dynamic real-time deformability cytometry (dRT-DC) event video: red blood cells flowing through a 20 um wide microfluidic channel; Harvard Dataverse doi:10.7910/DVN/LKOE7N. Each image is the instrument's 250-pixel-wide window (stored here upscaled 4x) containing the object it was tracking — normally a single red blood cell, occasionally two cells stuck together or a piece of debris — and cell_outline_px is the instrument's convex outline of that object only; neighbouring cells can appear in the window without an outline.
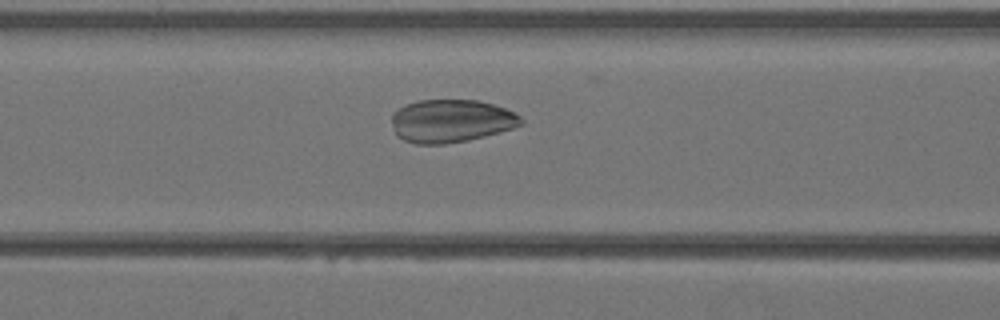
{"species": "Egyptian fruit bat (a non-hibernating species)", "species_latin": "Rousettus aegyptiacus", "temperature_condition": "warm", "stored_images_in_passage": 33, "camera_frame_rate_fps": 3000, "um_per_image_px": 0.085, "animal": {"sex": "female"}, "frame": {"image": 1, "passage_image": 16, "time_ms": 5.0, "image_size_px": [1000, 320], "cell_outline_px": [[524, 124], [500, 132], [468, 140], [444, 144], [416, 144], [404, 140], [396, 136], [392, 124], [392, 112], [408, 104], [420, 100], [476, 100], [492, 104], [516, 112], [524, 120]], "centroid_in_image_um": [38.35, 10.29], "position_along_channel_um": 128.2, "area_um2": 32.43}}
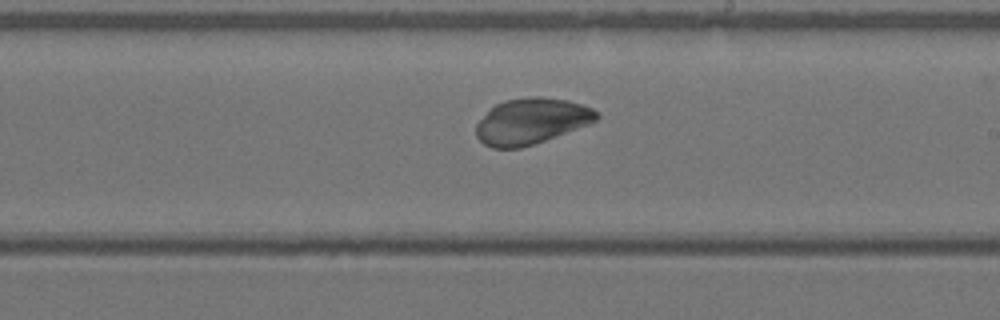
{"frame": {"image": 2, "passage_image": 23, "time_ms": 7.333, "image_size_px": [1000, 320], "cell_outline_px": [[600, 116], [596, 120], [588, 124], [556, 136], [520, 148], [492, 148], [484, 144], [476, 136], [476, 124], [496, 104], [504, 100], [528, 96], [540, 96], [568, 100], [592, 108]], "centroid_in_image_um": [45.15, 10.29], "position_along_channel_um": 243.9, "area_um2": 31.91}}
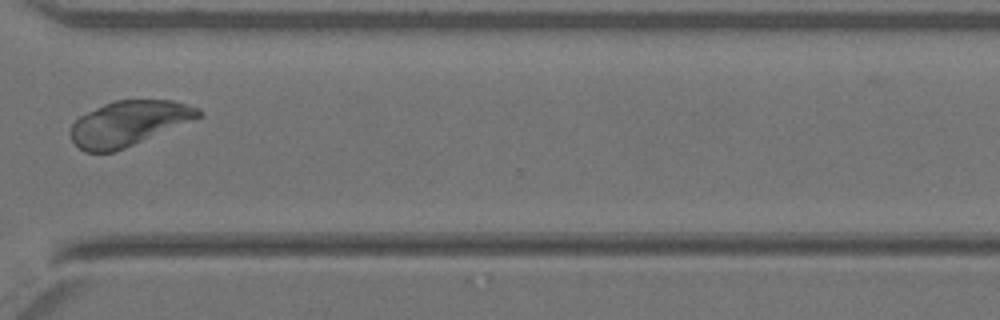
{"frame": {"image": 3, "passage_image": 30, "time_ms": 9.667, "image_size_px": [1000, 320], "cell_outline_px": [[204, 116], [124, 148], [112, 152], [84, 152], [72, 140], [72, 124], [80, 116], [104, 104], [116, 100], [172, 100], [200, 108], [204, 112]], "centroid_in_image_um": [10.99, 10.47], "position_along_channel_um": 359.6, "area_um2": 33.18}}